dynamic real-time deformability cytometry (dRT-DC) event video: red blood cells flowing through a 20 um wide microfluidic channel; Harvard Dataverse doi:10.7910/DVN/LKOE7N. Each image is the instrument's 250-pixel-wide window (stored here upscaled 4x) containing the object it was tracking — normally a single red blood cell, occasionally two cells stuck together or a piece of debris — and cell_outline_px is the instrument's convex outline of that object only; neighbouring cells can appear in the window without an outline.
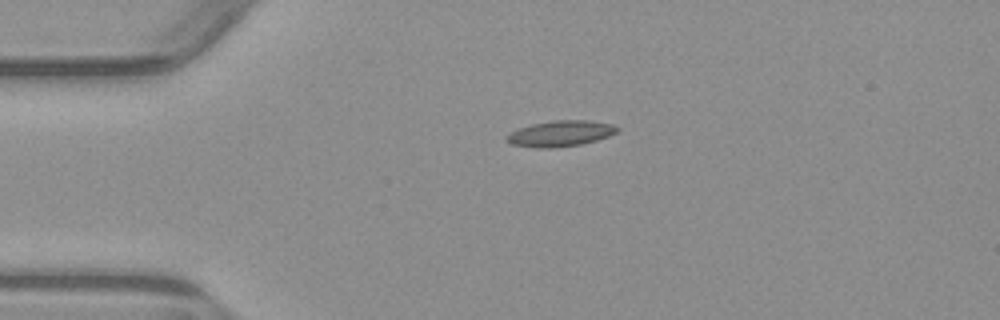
{"species": "common noctule bat (a hibernating species)", "species_latin": "Nyctalus noctula", "temperature_condition": "warm", "stored_images_in_passage": 2, "camera_frame_rate_fps": 3000, "um_per_image_px": 0.085, "animal": {"sex": "male", "body_mass_g": 23.1, "forearm_length_mm": 52.7}, "frame": {"image": 1, "passage_image": 1, "time_ms": 0.0, "image_size_px": [1000, 320], "cell_outline_px": [[620, 128], [616, 132], [608, 136], [596, 140], [580, 144], [552, 148], [536, 148], [512, 144], [504, 140], [504, 136], [520, 128], [532, 124], [556, 120], [584, 120], [612, 124]], "centroid_in_image_um": [47.61, 11.35], "position_along_channel_um": 37.4, "area_um2": 16.47}}